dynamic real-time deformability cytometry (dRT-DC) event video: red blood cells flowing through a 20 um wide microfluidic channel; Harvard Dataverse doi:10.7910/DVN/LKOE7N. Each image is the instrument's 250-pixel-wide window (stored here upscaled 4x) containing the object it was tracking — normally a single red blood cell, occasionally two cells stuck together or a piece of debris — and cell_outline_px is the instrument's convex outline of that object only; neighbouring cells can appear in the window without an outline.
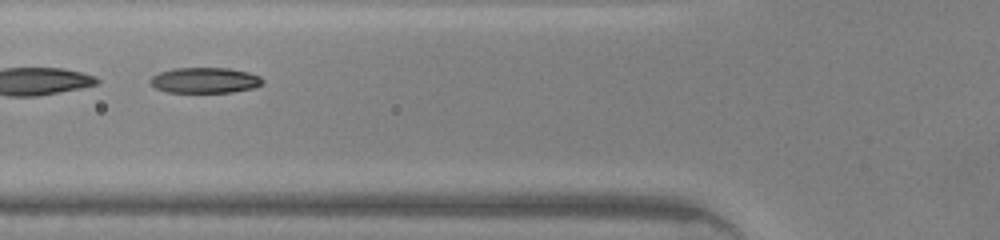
{"species": "common noctule bat (a hibernating species)", "species_latin": "Nyctalus noctula", "temperature_condition": "warm", "stored_images_in_passage": 41, "segment_of_instrument_passage": [2, 2], "camera_frame_rate_fps": 3000, "um_per_image_px": 0.085, "animal": {"sex": "male", "body_mass_g": 20.0, "forearm_length_mm": 53.3}, "frame": {"image": 1, "passage_image": 13, "time_ms": 4.0, "image_size_px": [1000, 240], "cell_outline_px": [[264, 80], [256, 88], [232, 92], [168, 92], [156, 88], [148, 80], [152, 76], [160, 72], [172, 68], [228, 68], [248, 72], [260, 76]], "centroid_in_image_um": [17.42, 6.82], "position_along_channel_um": 108.4, "area_um2": 16.76}}
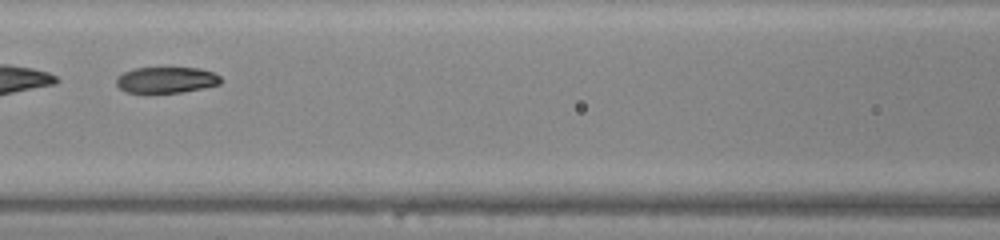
{"frame": {"image": 2, "passage_image": 16, "time_ms": 5.0, "image_size_px": [1000, 240], "cell_outline_px": [[220, 84], [204, 88], [180, 92], [148, 96], [144, 96], [124, 92], [116, 84], [116, 76], [124, 72], [136, 68], [200, 68], [212, 72], [220, 76]], "centroid_in_image_um": [14.05, 6.85], "position_along_channel_um": 152.6, "area_um2": 16.59}}
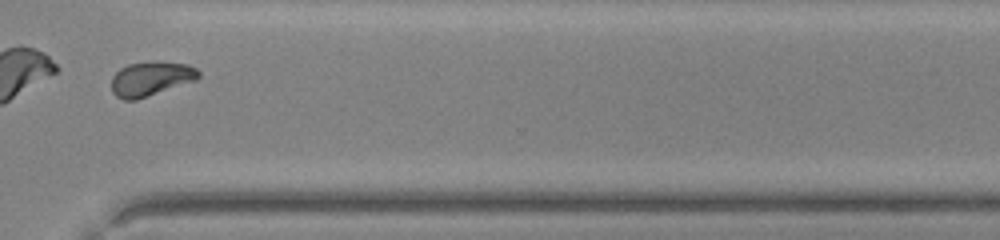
{"frame": {"image": 3, "passage_image": 30, "time_ms": 9.667, "image_size_px": [1000, 240], "cell_outline_px": [[200, 76], [196, 80], [136, 100], [124, 100], [116, 96], [112, 92], [112, 76], [120, 68], [128, 64], [152, 60], [156, 60], [188, 64], [196, 68], [200, 72]], "centroid_in_image_um": [12.83, 6.67], "position_along_channel_um": 357.8, "area_um2": 17.69}}